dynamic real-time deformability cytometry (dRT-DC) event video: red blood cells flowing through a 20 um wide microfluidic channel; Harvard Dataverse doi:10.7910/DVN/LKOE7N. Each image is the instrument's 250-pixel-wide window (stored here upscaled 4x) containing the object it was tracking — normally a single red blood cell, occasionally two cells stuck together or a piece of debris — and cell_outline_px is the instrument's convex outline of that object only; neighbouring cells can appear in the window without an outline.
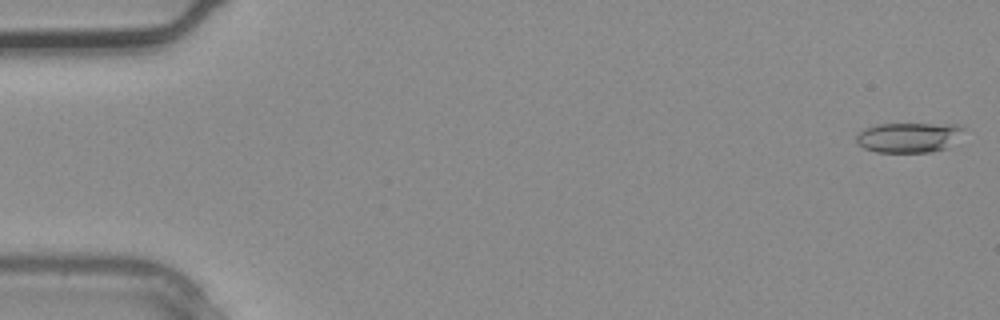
{"species": "common noctule bat (a hibernating species)", "species_latin": "Nyctalus noctula", "temperature_condition": "warm", "stored_images_in_passage": 3, "camera_frame_rate_fps": 3000, "um_per_image_px": 0.085, "animal": {"sex": "male", "body_mass_g": 20.4}, "frame": {"image": 1, "passage_image": 1, "time_ms": 0.0, "image_size_px": [1000, 320], "cell_outline_px": [[964, 128], [956, 144], [948, 148], [932, 152], [876, 152], [864, 148], [856, 140], [856, 136], [864, 128], [880, 124], [964, 124]], "centroid_in_image_um": [77.33, 11.68], "position_along_channel_um": 7.7, "area_um2": 19.02}}
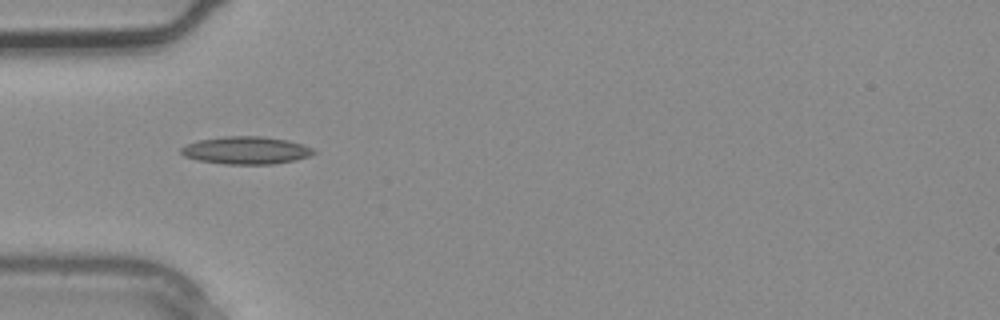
{"frame": {"image": 2, "passage_image": 3, "time_ms": 0.667, "image_size_px": [1000, 320], "cell_outline_px": [[316, 152], [308, 156], [292, 160], [272, 164], [224, 164], [196, 160], [184, 156], [180, 152], [180, 148], [188, 144], [200, 140], [224, 136], [260, 136], [288, 140], [312, 148]], "centroid_in_image_um": [20.87, 12.78], "position_along_channel_um": 64.1, "area_um2": 21.1}}